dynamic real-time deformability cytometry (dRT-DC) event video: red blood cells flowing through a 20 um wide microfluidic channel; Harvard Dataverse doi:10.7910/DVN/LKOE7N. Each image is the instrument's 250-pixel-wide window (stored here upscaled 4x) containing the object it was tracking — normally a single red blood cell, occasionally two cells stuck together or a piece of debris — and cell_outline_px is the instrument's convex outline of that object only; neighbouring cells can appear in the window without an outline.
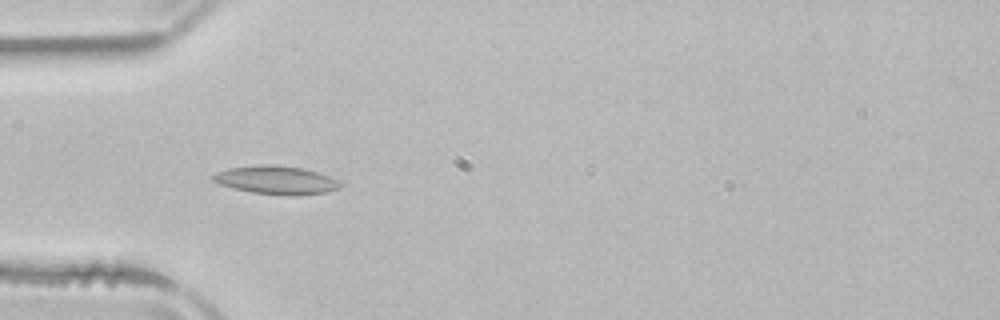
{"species": "common noctule bat (a hibernating species)", "species_latin": "Nyctalus noctula", "temperature_condition": "room temperature", "stored_images_in_passage": 5, "camera_frame_rate_fps": 3000, "um_per_image_px": 0.085, "animal": {"sex": "male", "body_mass_g": 21.5, "forearm_length_mm": 52.0}, "frame": {"image": 1, "passage_image": 4, "time_ms": 4.333, "image_size_px": [1000, 320], "cell_outline_px": [[344, 184], [340, 188], [324, 192], [296, 196], [284, 196], [252, 192], [232, 188], [220, 184], [212, 180], [212, 176], [216, 172], [228, 168], [264, 164], [272, 164], [300, 168], [316, 172], [340, 180]], "centroid_in_image_um": [23.49, 15.31], "position_along_channel_um": 61.5, "area_um2": 21.1}}
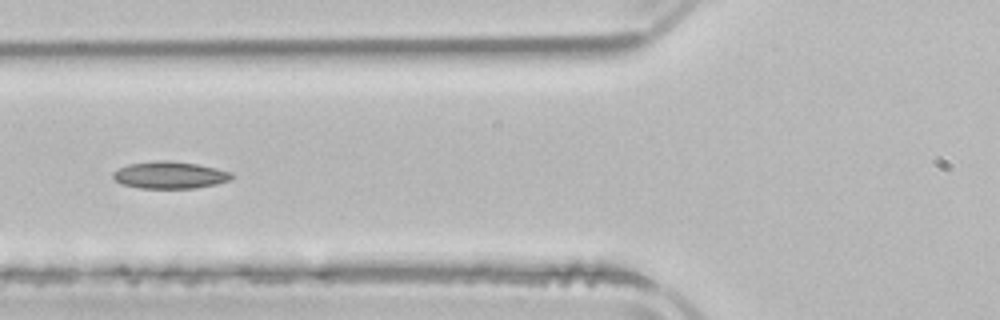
{"frame": {"image": 2, "passage_image": 5, "time_ms": 5.667, "image_size_px": [1000, 320], "cell_outline_px": [[232, 180], [216, 184], [196, 188], [140, 188], [120, 184], [112, 176], [112, 172], [128, 164], [156, 160], [172, 160], [196, 164], [216, 168], [232, 172]], "centroid_in_image_um": [14.43, 14.88], "position_along_channel_um": 111.4, "area_um2": 18.84}}